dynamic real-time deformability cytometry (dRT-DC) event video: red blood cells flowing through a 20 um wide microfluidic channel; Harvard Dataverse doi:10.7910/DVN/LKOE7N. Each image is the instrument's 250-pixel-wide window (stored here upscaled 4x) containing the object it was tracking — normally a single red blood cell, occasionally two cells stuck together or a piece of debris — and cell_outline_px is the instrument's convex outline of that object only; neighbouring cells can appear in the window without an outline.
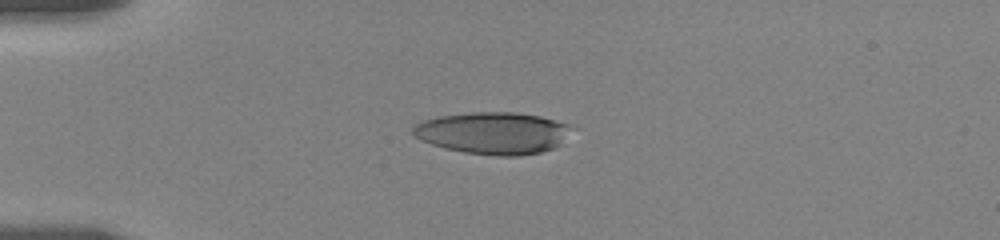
{"species": "human", "species_latin": "Homo sapiens", "temperature_condition": "room temperature", "stored_images_in_passage": 8, "camera_frame_rate_fps": 3000, "um_per_image_px": 0.085, "donor": {"sex": "female"}, "frame": {"image": 1, "passage_image": 2, "time_ms": 0.667, "image_size_px": [1000, 240], "cell_outline_px": [[568, 128], [560, 144], [556, 148], [540, 152], [520, 156], [500, 156], [464, 152], [432, 144], [420, 140], [412, 132], [412, 128], [416, 124], [424, 120], [440, 116], [472, 112], [516, 112], [540, 116], [568, 124]], "centroid_in_image_um": [41.88, 11.31], "position_along_channel_um": 43.1, "area_um2": 38.32}}
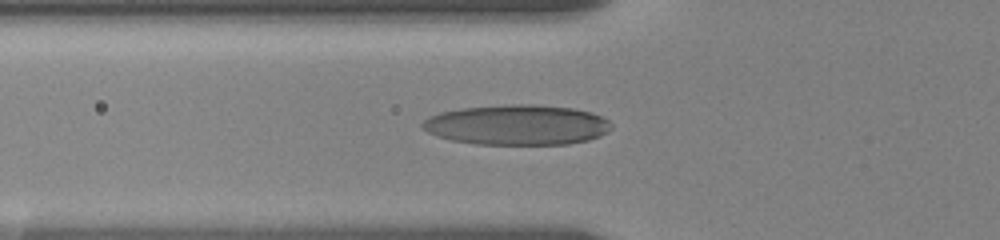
{"frame": {"image": 2, "passage_image": 6, "time_ms": 2.667, "image_size_px": [1000, 240], "cell_outline_px": [[612, 128], [608, 132], [600, 136], [588, 140], [568, 144], [476, 144], [452, 140], [436, 136], [428, 132], [420, 124], [428, 116], [440, 112], [464, 108], [516, 104], [532, 104], [572, 108], [592, 112], [608, 120], [612, 124]], "centroid_in_image_um": [43.97, 10.62], "position_along_channel_um": 81.8, "area_um2": 44.22}}
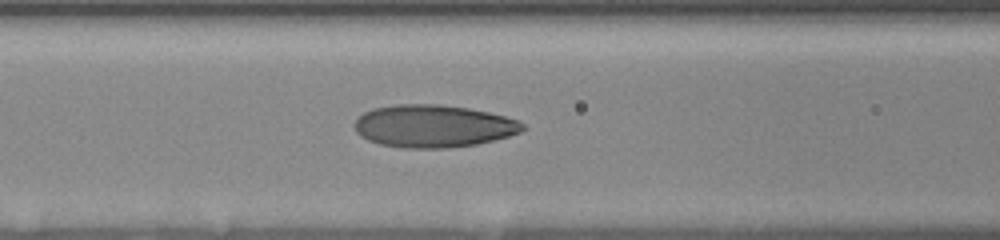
{"frame": {"image": 3, "passage_image": 8, "time_ms": 4.0, "image_size_px": [1000, 240], "cell_outline_px": [[524, 128], [520, 132], [508, 136], [476, 144], [448, 148], [404, 148], [380, 144], [368, 140], [360, 136], [352, 128], [352, 124], [364, 112], [372, 108], [396, 104], [440, 104], [468, 108], [488, 112], [504, 116], [516, 120], [524, 124]], "centroid_in_image_um": [36.77, 10.71], "position_along_channel_um": 129.8, "area_um2": 41.73}}